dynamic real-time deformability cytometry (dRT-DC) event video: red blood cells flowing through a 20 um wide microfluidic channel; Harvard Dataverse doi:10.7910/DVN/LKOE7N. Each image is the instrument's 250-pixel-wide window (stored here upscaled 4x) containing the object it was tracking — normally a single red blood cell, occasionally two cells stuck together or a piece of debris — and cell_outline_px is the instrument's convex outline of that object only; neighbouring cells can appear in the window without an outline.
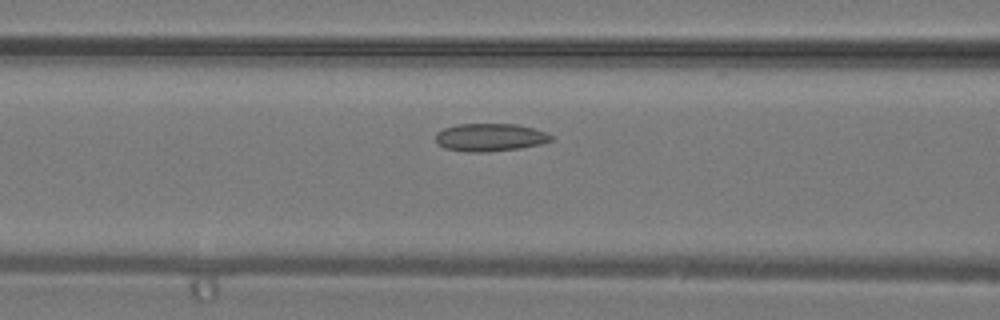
{"species": "common noctule bat (a hibernating species)", "species_latin": "Nyctalus noctula", "temperature_condition": "warm", "stored_images_in_passage": 25, "camera_frame_rate_fps": 3000, "um_per_image_px": 0.085, "animal": {"sex": "male", "body_mass_g": 19.2, "forearm_length_mm": 51.8}, "frame": {"image": 1, "passage_image": 7, "time_ms": 2.0, "image_size_px": [1000, 320], "cell_outline_px": [[552, 140], [540, 144], [520, 148], [488, 152], [468, 152], [444, 148], [436, 140], [436, 132], [444, 128], [456, 124], [520, 124], [548, 132], [552, 136]], "centroid_in_image_um": [41.67, 11.67], "position_along_channel_um": 124.9, "area_um2": 18.84}}
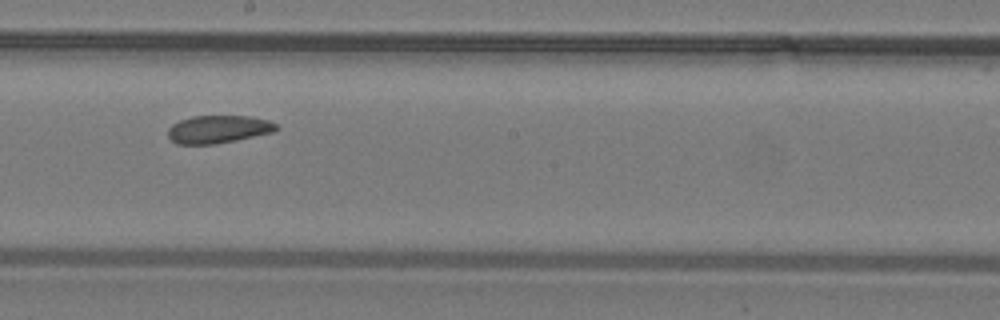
{"frame": {"image": 2, "passage_image": 13, "time_ms": 4.0, "image_size_px": [1000, 320], "cell_outline_px": [[280, 128], [272, 132], [236, 140], [216, 144], [176, 144], [168, 136], [168, 128], [172, 124], [180, 120], [192, 116], [248, 116], [268, 120], [276, 124]], "centroid_in_image_um": [18.54, 10.98], "position_along_channel_um": 229.7, "area_um2": 17.51}}
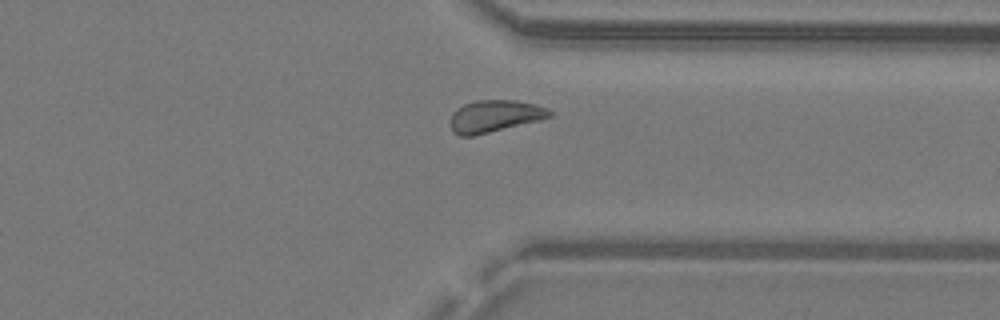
{"frame": {"image": 3, "passage_image": 21, "time_ms": 6.667, "image_size_px": [1000, 320], "cell_outline_px": [[552, 116], [540, 120], [472, 136], [460, 136], [452, 132], [452, 112], [456, 108], [464, 104], [476, 100], [516, 100], [536, 104], [548, 108], [552, 112]], "centroid_in_image_um": [42.06, 9.86], "position_along_channel_um": 369.3, "area_um2": 18.5}}